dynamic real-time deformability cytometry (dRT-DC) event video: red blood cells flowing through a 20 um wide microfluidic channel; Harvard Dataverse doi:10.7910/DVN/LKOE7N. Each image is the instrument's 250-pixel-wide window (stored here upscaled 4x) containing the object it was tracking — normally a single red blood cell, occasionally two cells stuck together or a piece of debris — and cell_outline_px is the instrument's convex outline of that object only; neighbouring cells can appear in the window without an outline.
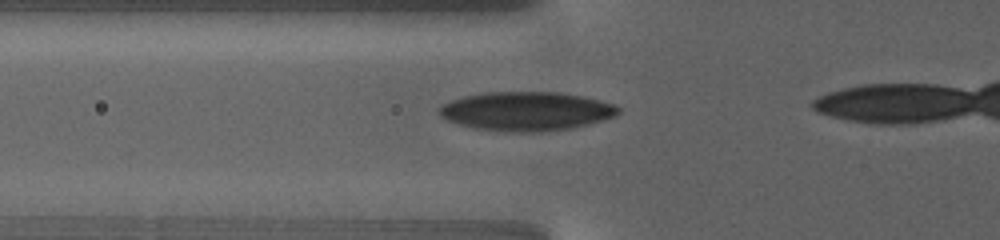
{"species": "human", "species_latin": "Homo sapiens", "temperature_condition": "warm", "stored_images_in_passage": 53, "camera_frame_rate_fps": 3000, "um_per_image_px": 0.085, "donor": {"sex": "female"}, "frame": {"image": 1, "passage_image": 3, "time_ms": 0.333, "image_size_px": [1000, 240], "cell_outline_px": [[620, 112], [612, 116], [588, 124], [572, 128], [540, 132], [504, 132], [476, 128], [460, 124], [448, 120], [440, 116], [440, 104], [464, 96], [484, 92], [560, 92], [584, 96], [600, 100], [612, 104], [620, 108]], "centroid_in_image_um": [44.72, 9.45], "position_along_channel_um": 81.1, "area_um2": 40.58}}
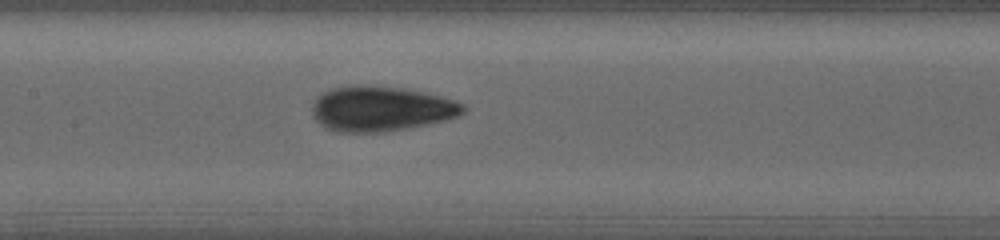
{"frame": {"image": 2, "passage_image": 27, "time_ms": 3.667, "image_size_px": [1000, 240], "cell_outline_px": [[464, 112], [456, 116], [444, 120], [384, 132], [336, 132], [324, 128], [312, 116], [312, 100], [320, 92], [328, 88], [352, 84], [372, 84], [404, 88], [440, 96], [464, 104]], "centroid_in_image_um": [32.26, 9.21], "position_along_channel_um": 175.1, "area_um2": 40.11}}
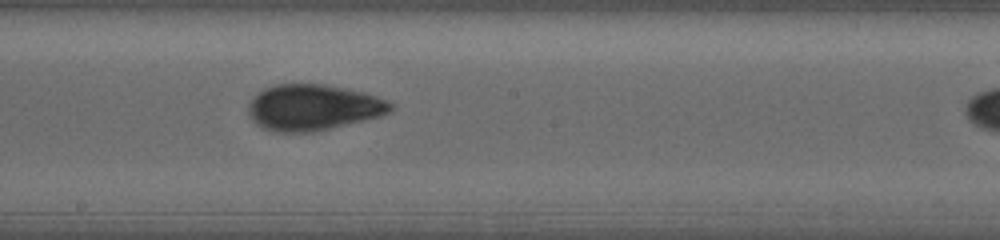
{"frame": {"image": 3, "passage_image": 39, "time_ms": 5.333, "image_size_px": [1000, 240], "cell_outline_px": [[396, 104], [388, 112], [380, 116], [312, 132], [276, 132], [264, 128], [256, 124], [252, 120], [248, 112], [248, 104], [252, 96], [264, 88], [276, 84], [324, 84], [364, 92], [388, 100]], "centroid_in_image_um": [26.59, 9.12], "position_along_channel_um": 221.6, "area_um2": 38.09}}